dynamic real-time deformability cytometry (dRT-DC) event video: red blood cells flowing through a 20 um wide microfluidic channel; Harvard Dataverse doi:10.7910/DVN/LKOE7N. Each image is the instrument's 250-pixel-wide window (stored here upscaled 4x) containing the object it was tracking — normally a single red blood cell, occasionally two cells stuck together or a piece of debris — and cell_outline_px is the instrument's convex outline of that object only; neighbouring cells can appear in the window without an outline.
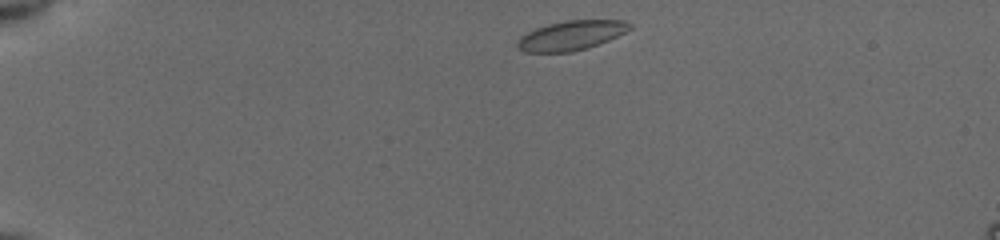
{"species": "common noctule bat (a hibernating species)", "species_latin": "Nyctalus noctula", "temperature_condition": "cold", "stored_images_in_passage": 43, "camera_frame_rate_fps": 3000, "um_per_image_px": 0.085, "animal": {"sex": "female", "body_mass_g": 19.5, "forearm_length_mm": 54.1}, "frame": {"image": 1, "passage_image": 1, "time_ms": 0.0, "image_size_px": [1000, 240], "cell_outline_px": [[632, 28], [608, 40], [572, 52], [524, 52], [516, 44], [516, 40], [520, 36], [536, 28], [548, 24], [564, 20], [624, 20], [632, 24]], "centroid_in_image_um": [48.52, 3.0], "position_along_channel_um": 36.5, "area_um2": 19.13}}
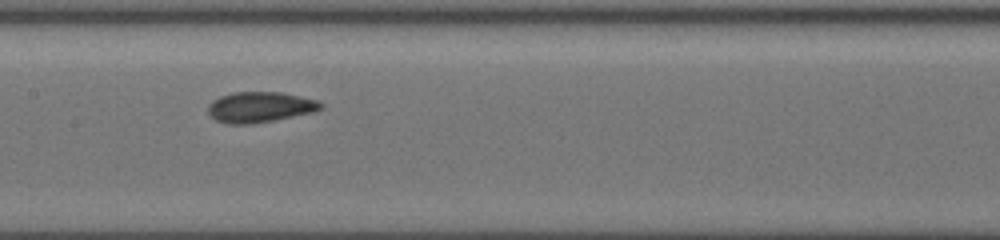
{"frame": {"image": 2, "passage_image": 18, "time_ms": 5.667, "image_size_px": [1000, 240], "cell_outline_px": [[324, 108], [312, 112], [252, 124], [228, 124], [216, 120], [208, 112], [208, 104], [212, 100], [220, 96], [232, 92], [280, 92], [316, 100], [324, 104]], "centroid_in_image_um": [22.07, 9.1], "position_along_channel_um": 185.3, "area_um2": 19.94}}
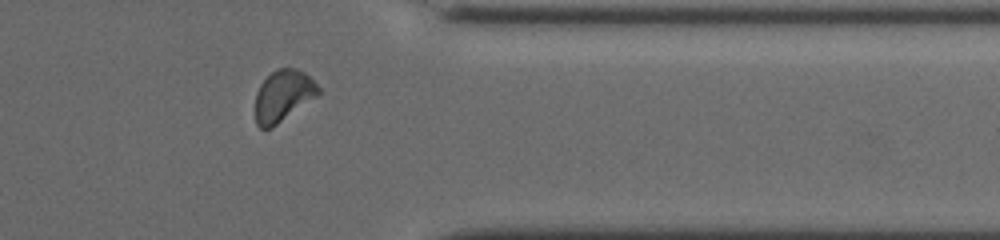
{"frame": {"image": 3, "passage_image": 34, "time_ms": 11.0, "image_size_px": [1000, 240], "cell_outline_px": [[320, 92], [316, 96], [272, 128], [260, 128], [256, 124], [256, 92], [260, 84], [276, 68], [296, 68], [304, 72], [320, 88]], "centroid_in_image_um": [24.05, 8.13], "position_along_channel_um": 387.4, "area_um2": 18.61}, "authors_computed_cell_mechanics": {"area_um2": 19.363, "velocity_mm_per_s": 3.8901, "shape_relaxation_time_tau1_ms": 3.1455, "shape_relaxation_time_tau2_ms": 0.9395, "deformation_change_tau1": 0.0771, "deformation_change_tau2": 0.0337}}